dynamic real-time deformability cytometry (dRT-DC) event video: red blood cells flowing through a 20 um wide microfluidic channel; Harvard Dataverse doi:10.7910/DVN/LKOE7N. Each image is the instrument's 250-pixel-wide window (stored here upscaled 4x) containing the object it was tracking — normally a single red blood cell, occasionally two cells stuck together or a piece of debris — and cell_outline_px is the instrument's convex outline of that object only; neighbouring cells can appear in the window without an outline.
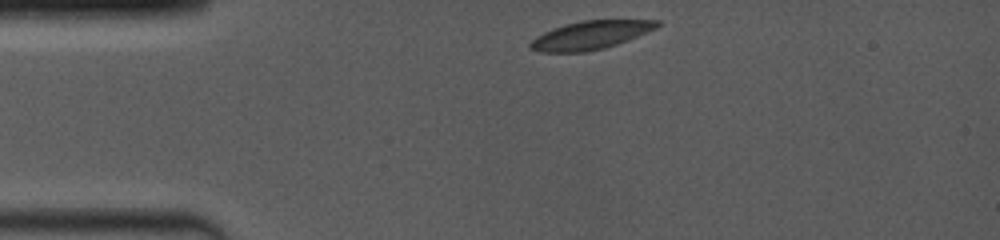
{"species": "common noctule bat (a hibernating species)", "species_latin": "Nyctalus noctula", "temperature_condition": "room temperature", "stored_images_in_passage": 26, "camera_frame_rate_fps": 4000, "um_per_image_px": 0.085, "animal": {"sex": "female", "body_mass_g": 19.0, "forearm_length_mm": 53.3}, "frame": {"image": 1, "passage_image": 1, "time_ms": 0.0, "image_size_px": [1000, 240], "cell_outline_px": [[660, 24], [656, 28], [648, 32], [628, 40], [604, 48], [584, 52], [540, 52], [528, 48], [528, 44], [536, 36], [552, 28], [564, 24], [584, 20], [660, 20]], "centroid_in_image_um": [50.16, 2.99], "position_along_channel_um": 34.8, "area_um2": 20.98}}
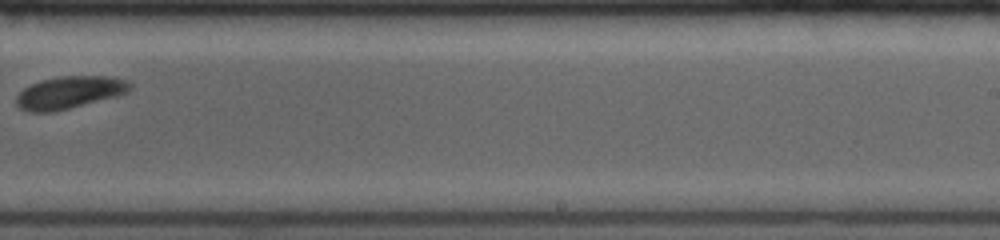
{"frame": {"image": 2, "passage_image": 15, "time_ms": 7.25, "image_size_px": [1000, 240], "cell_outline_px": [[132, 88], [128, 92], [116, 96], [52, 112], [28, 112], [20, 108], [16, 104], [16, 96], [24, 88], [40, 80], [60, 76], [112, 76], [128, 80], [132, 84]], "centroid_in_image_um": [5.92, 7.84], "position_along_channel_um": 283.1, "area_um2": 21.44}}
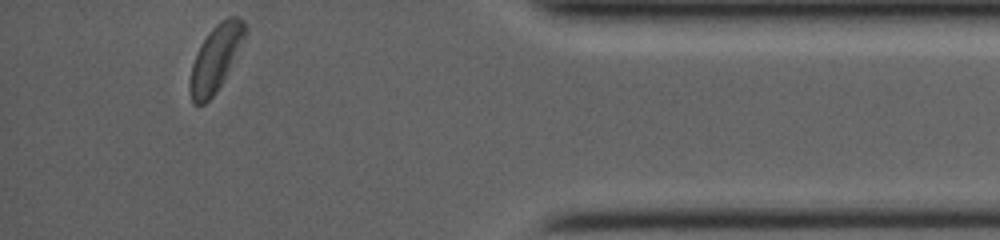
{"frame": {"image": 3, "passage_image": 26, "time_ms": 11.25, "image_size_px": [1000, 240], "cell_outline_px": [[248, 32], [224, 80], [216, 92], [204, 104], [192, 104], [188, 88], [188, 80], [192, 64], [196, 52], [212, 28], [220, 20], [228, 16], [236, 16], [244, 20], [248, 28]], "centroid_in_image_um": [18.33, 4.95], "position_along_channel_um": 416.9, "area_um2": 21.5}, "authors_computed_cell_mechanics": {"area_um2": 22.1085, "velocity_mm_per_s": 3.99, "shape_relaxation_time_tau1_ms": 1.3191, "shape_relaxation_time_tau2_ms": null, "deformation_change_tau1": 0.0726, "deformation_change_tau2": null}}